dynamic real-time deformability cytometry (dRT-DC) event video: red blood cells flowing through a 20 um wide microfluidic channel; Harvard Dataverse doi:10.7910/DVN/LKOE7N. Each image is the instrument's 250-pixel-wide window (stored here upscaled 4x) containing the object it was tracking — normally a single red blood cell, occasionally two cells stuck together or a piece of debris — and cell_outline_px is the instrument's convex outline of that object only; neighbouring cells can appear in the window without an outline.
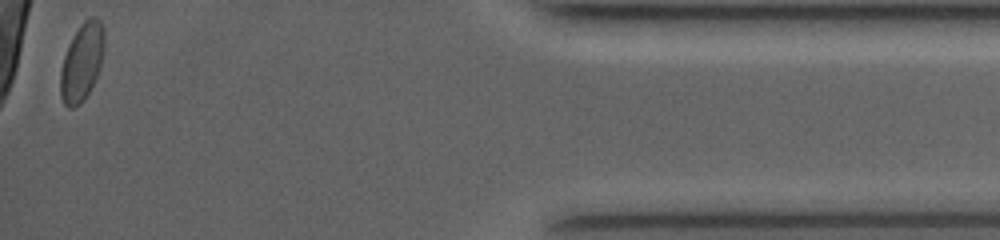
{"species": "common noctule bat (a hibernating species)", "species_latin": "Nyctalus noctula", "temperature_condition": "room temperature", "stored_images_in_passage": 25, "camera_frame_rate_fps": 4000, "um_per_image_px": 0.085, "animal": {"sex": "female", "body_mass_g": 19.0, "forearm_length_mm": 53.3}, "frame": {"image": 1, "passage_image": 25, "time_ms": 12.0, "image_size_px": [1000, 240], "cell_outline_px": [[104, 48], [100, 64], [96, 76], [84, 100], [80, 104], [72, 108], [68, 108], [64, 104], [60, 96], [60, 72], [64, 56], [68, 44], [72, 36], [80, 24], [84, 20], [92, 16], [96, 16], [100, 20], [104, 28]], "centroid_in_image_um": [6.94, 5.24], "position_along_channel_um": 428.3, "area_um2": 19.88}}